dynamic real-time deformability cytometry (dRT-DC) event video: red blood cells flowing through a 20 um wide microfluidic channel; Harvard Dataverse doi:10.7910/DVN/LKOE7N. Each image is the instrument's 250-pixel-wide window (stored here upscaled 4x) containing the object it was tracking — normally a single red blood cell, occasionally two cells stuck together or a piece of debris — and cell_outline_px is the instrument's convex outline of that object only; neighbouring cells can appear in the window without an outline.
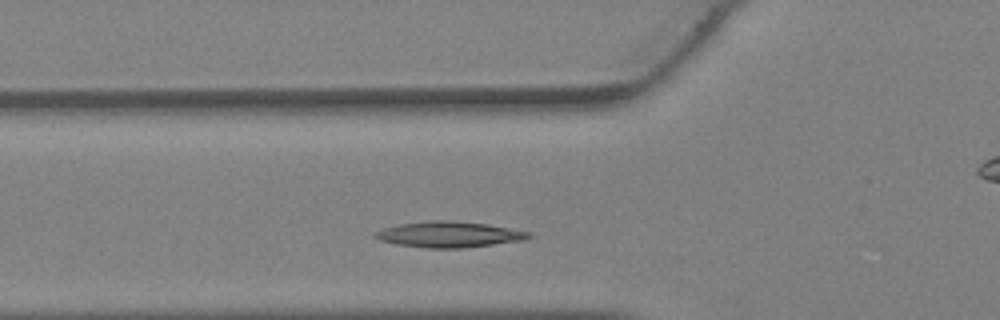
{"species": "Egyptian fruit bat (a non-hibernating species)", "species_latin": "Rousettus aegyptiacus", "temperature_condition": "warm", "stored_images_in_passage": 24, "camera_frame_rate_fps": 3000, "um_per_image_px": 0.085, "animal": {"sex": "female"}, "frame": {"image": 1, "passage_image": 7, "time_ms": 2.0, "image_size_px": [1000, 320], "cell_outline_px": [[532, 236], [528, 240], [464, 248], [424, 248], [396, 244], [380, 240], [372, 236], [376, 232], [384, 228], [400, 224], [428, 220], [452, 220], [488, 224], [532, 232]], "centroid_in_image_um": [38.23, 19.93], "position_along_channel_um": 87.6, "area_um2": 23.41}}
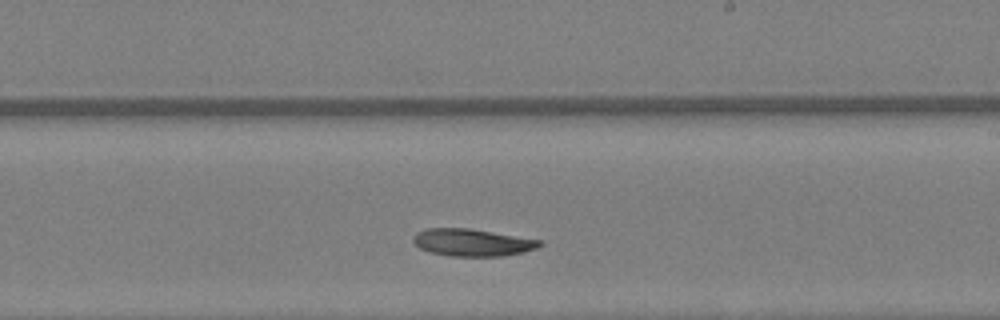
{"frame": {"image": 2, "passage_image": 16, "time_ms": 5.0, "image_size_px": [1000, 320], "cell_outline_px": [[544, 244], [536, 248], [524, 252], [504, 256], [452, 256], [432, 252], [420, 248], [412, 240], [412, 236], [416, 232], [428, 228], [468, 228], [540, 240]], "centroid_in_image_um": [40.14, 20.61], "position_along_channel_um": 248.9, "area_um2": 19.94}}
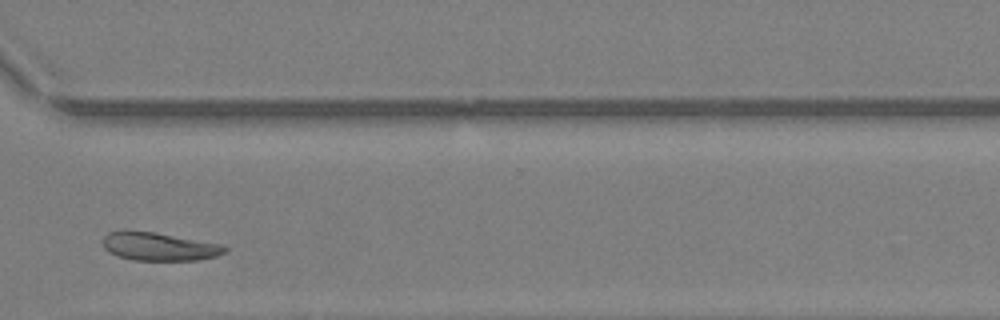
{"frame": {"image": 3, "passage_image": 22, "time_ms": 7.0, "image_size_px": [1000, 320], "cell_outline_px": [[228, 252], [216, 256], [200, 260], [132, 260], [108, 252], [104, 248], [104, 236], [108, 232], [152, 232], [224, 244], [228, 248]], "centroid_in_image_um": [13.62, 20.98], "position_along_channel_um": 357.0, "area_um2": 19.77}}